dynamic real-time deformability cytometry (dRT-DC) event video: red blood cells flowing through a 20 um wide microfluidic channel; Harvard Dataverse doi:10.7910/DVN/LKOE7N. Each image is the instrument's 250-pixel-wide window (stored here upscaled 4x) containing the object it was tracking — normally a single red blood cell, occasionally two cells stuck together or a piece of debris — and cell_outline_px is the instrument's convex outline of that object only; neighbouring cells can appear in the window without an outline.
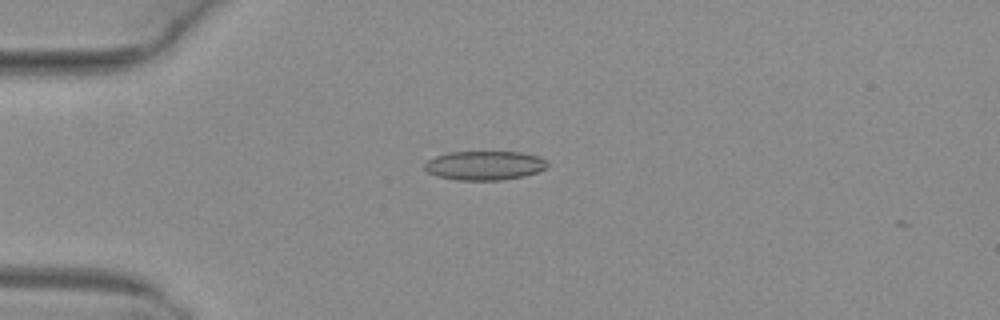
{"species": "common noctule bat (a hibernating species)", "species_latin": "Nyctalus noctula", "temperature_condition": "warm", "stored_images_in_passage": 2, "camera_frame_rate_fps": 3000, "um_per_image_px": 0.085, "animal": {"sex": "female", "body_mass_g": 29.2, "forearm_length_mm": 56.3}, "frame": {"image": 1, "passage_image": 2, "time_ms": 0.333, "image_size_px": [1000, 320], "cell_outline_px": [[548, 168], [524, 176], [500, 180], [456, 180], [436, 176], [428, 172], [424, 168], [424, 160], [448, 152], [520, 152], [536, 156], [544, 160], [548, 164]], "centroid_in_image_um": [41.14, 14.07], "position_along_channel_um": 43.9, "area_um2": 20.87}}